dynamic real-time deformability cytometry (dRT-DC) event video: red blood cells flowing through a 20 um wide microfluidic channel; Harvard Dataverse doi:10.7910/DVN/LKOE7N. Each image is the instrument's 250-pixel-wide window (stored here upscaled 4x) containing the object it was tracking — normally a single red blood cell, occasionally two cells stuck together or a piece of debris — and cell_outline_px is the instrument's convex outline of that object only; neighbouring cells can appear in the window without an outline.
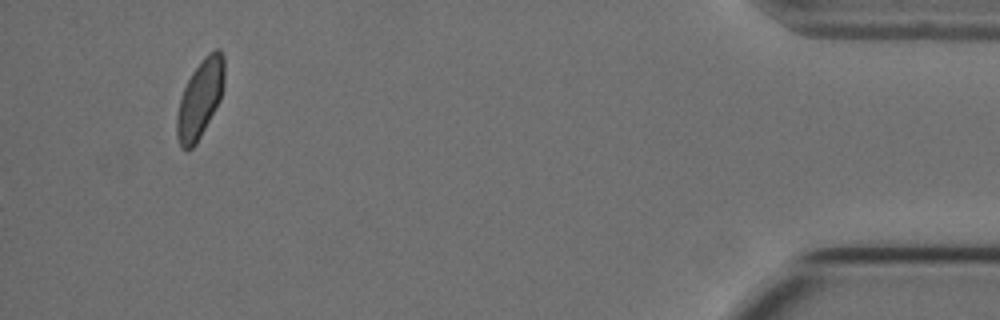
{"species": "Egyptian fruit bat (a non-hibernating species)", "species_latin": "Rousettus aegyptiacus", "temperature_condition": "cold", "stored_images_in_passage": 53, "camera_frame_rate_fps": 3000, "um_per_image_px": 0.085, "animal": {"sex": "female"}, "frame": {"image": 1, "passage_image": 53, "time_ms": 17.333, "image_size_px": [1000, 320], "cell_outline_px": [[224, 88], [220, 100], [196, 144], [192, 148], [180, 148], [176, 136], [176, 116], [180, 100], [184, 88], [192, 72], [204, 56], [208, 52], [216, 48], [220, 48], [224, 56]], "centroid_in_image_um": [17.01, 8.37], "position_along_channel_um": 418.2, "area_um2": 21.68}}